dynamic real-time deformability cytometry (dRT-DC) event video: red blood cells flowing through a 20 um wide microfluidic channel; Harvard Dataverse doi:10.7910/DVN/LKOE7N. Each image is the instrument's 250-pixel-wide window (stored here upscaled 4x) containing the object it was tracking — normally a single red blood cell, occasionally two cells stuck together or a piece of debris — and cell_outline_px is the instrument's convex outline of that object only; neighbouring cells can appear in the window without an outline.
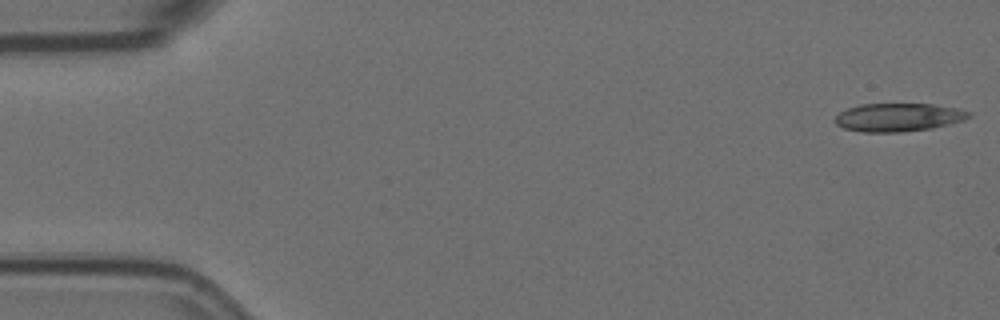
{"species": "Egyptian fruit bat (a non-hibernating species)", "species_latin": "Rousettus aegyptiacus", "temperature_condition": "room temperature", "stored_images_in_passage": 6, "camera_frame_rate_fps": 3000, "um_per_image_px": 0.085, "animal": {"sex": "female"}, "frame": {"image": 1, "passage_image": 1, "time_ms": 0.0, "image_size_px": [1000, 320], "cell_outline_px": [[972, 116], [964, 120], [932, 128], [900, 132], [860, 132], [844, 128], [836, 124], [836, 116], [840, 112], [848, 108], [860, 104], [932, 104], [956, 108], [972, 112]], "centroid_in_image_um": [76.38, 9.97], "position_along_channel_um": 8.6, "area_um2": 21.96}}
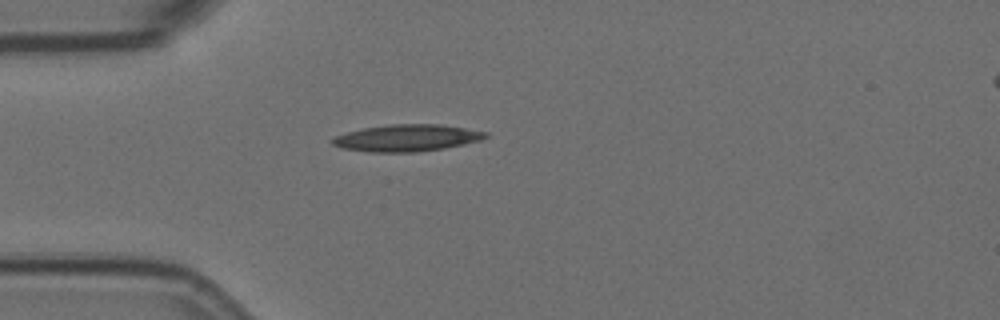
{"frame": {"image": 2, "passage_image": 5, "time_ms": 1.333, "image_size_px": [1000, 320], "cell_outline_px": [[488, 136], [480, 140], [464, 144], [444, 148], [416, 152], [368, 152], [344, 148], [332, 144], [328, 140], [336, 136], [348, 132], [364, 128], [388, 124], [440, 124], [488, 132]], "centroid_in_image_um": [34.57, 11.72], "position_along_channel_um": 50.4, "area_um2": 23.87}}